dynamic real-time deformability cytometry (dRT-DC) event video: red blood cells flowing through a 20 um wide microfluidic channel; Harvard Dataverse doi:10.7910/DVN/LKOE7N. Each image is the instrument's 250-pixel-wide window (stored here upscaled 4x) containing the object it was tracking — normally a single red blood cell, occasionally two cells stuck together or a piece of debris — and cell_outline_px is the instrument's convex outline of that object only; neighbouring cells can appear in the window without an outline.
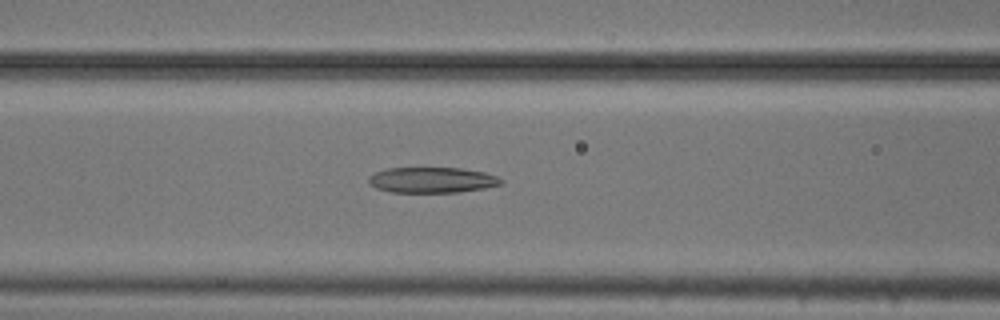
{"species": "common noctule bat (a hibernating species)", "species_latin": "Nyctalus noctula", "temperature_condition": "cold", "stored_images_in_passage": 48, "camera_frame_rate_fps": 3000, "um_per_image_px": 0.085, "animal": {"sex": "male", "body_mass_g": 20.5, "forearm_length_mm": 52.5}, "frame": {"image": 1, "passage_image": 16, "time_ms": 5.0, "image_size_px": [1000, 320], "cell_outline_px": [[504, 180], [500, 184], [484, 188], [456, 192], [392, 192], [376, 188], [368, 184], [368, 176], [376, 172], [388, 168], [460, 168], [484, 172], [496, 176]], "centroid_in_image_um": [36.69, 15.3], "position_along_channel_um": 129.9, "area_um2": 19.65}}
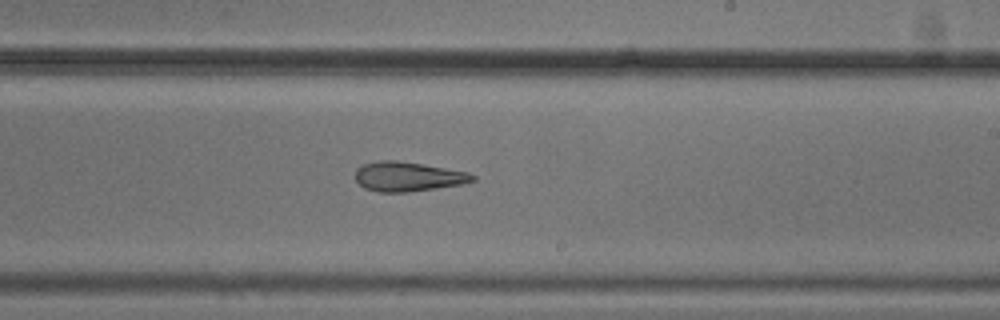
{"frame": {"image": 2, "passage_image": 26, "time_ms": 8.333, "image_size_px": [1000, 320], "cell_outline_px": [[476, 180], [460, 184], [408, 192], [376, 192], [364, 188], [356, 180], [356, 168], [364, 164], [380, 160], [396, 160], [468, 172], [476, 176]], "centroid_in_image_um": [34.64, 15.01], "position_along_channel_um": 254.4, "area_um2": 19.94}}
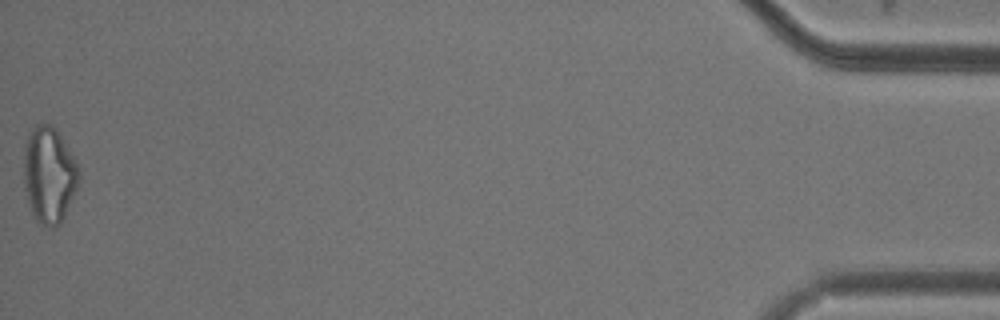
{"frame": {"image": 3, "passage_image": 48, "time_ms": 15.667, "image_size_px": [1000, 320], "cell_outline_px": [[80, 180], [64, 216], [60, 224], [48, 228], [40, 224], [36, 220], [28, 204], [24, 188], [24, 144], [28, 132], [36, 124], [48, 124], [56, 128], [64, 140], [80, 168]], "centroid_in_image_um": [4.16, 14.84], "position_along_channel_um": 431.0, "area_um2": 31.27}, "authors_computed_cell_mechanics": {"area_um2": 22.4264, "velocity_mm_per_s": 3.7321, "shape_relaxation_time_tau1_ms": null, "shape_relaxation_time_tau2_ms": 2.1372, "deformation_change_tau1": null, "deformation_change_tau2": 0.1212}}